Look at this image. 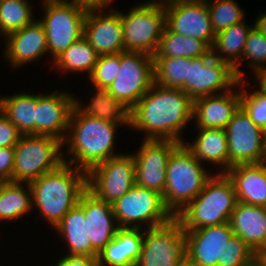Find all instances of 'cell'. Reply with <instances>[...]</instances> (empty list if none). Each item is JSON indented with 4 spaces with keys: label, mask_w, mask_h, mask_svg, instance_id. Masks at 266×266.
<instances>
[{
    "label": "cell",
    "mask_w": 266,
    "mask_h": 266,
    "mask_svg": "<svg viewBox=\"0 0 266 266\" xmlns=\"http://www.w3.org/2000/svg\"><path fill=\"white\" fill-rule=\"evenodd\" d=\"M192 119L193 99L187 93L154 83L131 109L130 129L145 133L143 139L183 143L181 134Z\"/></svg>",
    "instance_id": "1"
},
{
    "label": "cell",
    "mask_w": 266,
    "mask_h": 266,
    "mask_svg": "<svg viewBox=\"0 0 266 266\" xmlns=\"http://www.w3.org/2000/svg\"><path fill=\"white\" fill-rule=\"evenodd\" d=\"M120 126L79 112L73 107L68 131L62 142L66 149L62 151L65 154L64 162L87 173L95 165L121 154L114 152Z\"/></svg>",
    "instance_id": "2"
},
{
    "label": "cell",
    "mask_w": 266,
    "mask_h": 266,
    "mask_svg": "<svg viewBox=\"0 0 266 266\" xmlns=\"http://www.w3.org/2000/svg\"><path fill=\"white\" fill-rule=\"evenodd\" d=\"M33 209L54 228L78 204L87 189V173L62 163L57 169L29 182ZM35 207V208H34Z\"/></svg>",
    "instance_id": "3"
},
{
    "label": "cell",
    "mask_w": 266,
    "mask_h": 266,
    "mask_svg": "<svg viewBox=\"0 0 266 266\" xmlns=\"http://www.w3.org/2000/svg\"><path fill=\"white\" fill-rule=\"evenodd\" d=\"M237 203L231 180L225 173L214 172L203 190L174 217L182 229L219 225L229 222Z\"/></svg>",
    "instance_id": "4"
},
{
    "label": "cell",
    "mask_w": 266,
    "mask_h": 266,
    "mask_svg": "<svg viewBox=\"0 0 266 266\" xmlns=\"http://www.w3.org/2000/svg\"><path fill=\"white\" fill-rule=\"evenodd\" d=\"M212 176L184 143H180L167 162L162 195L165 207L175 216L203 190Z\"/></svg>",
    "instance_id": "5"
},
{
    "label": "cell",
    "mask_w": 266,
    "mask_h": 266,
    "mask_svg": "<svg viewBox=\"0 0 266 266\" xmlns=\"http://www.w3.org/2000/svg\"><path fill=\"white\" fill-rule=\"evenodd\" d=\"M62 141L48 135H21L14 146V167L10 182L29 183L57 169L63 160Z\"/></svg>",
    "instance_id": "6"
},
{
    "label": "cell",
    "mask_w": 266,
    "mask_h": 266,
    "mask_svg": "<svg viewBox=\"0 0 266 266\" xmlns=\"http://www.w3.org/2000/svg\"><path fill=\"white\" fill-rule=\"evenodd\" d=\"M44 16L38 19L45 30L52 62L83 36L88 10L73 1H42Z\"/></svg>",
    "instance_id": "7"
},
{
    "label": "cell",
    "mask_w": 266,
    "mask_h": 266,
    "mask_svg": "<svg viewBox=\"0 0 266 266\" xmlns=\"http://www.w3.org/2000/svg\"><path fill=\"white\" fill-rule=\"evenodd\" d=\"M112 207L120 228L149 229L164 225L174 217L165 207L160 193L137 184Z\"/></svg>",
    "instance_id": "8"
},
{
    "label": "cell",
    "mask_w": 266,
    "mask_h": 266,
    "mask_svg": "<svg viewBox=\"0 0 266 266\" xmlns=\"http://www.w3.org/2000/svg\"><path fill=\"white\" fill-rule=\"evenodd\" d=\"M121 14L124 51L154 56L165 28L164 4L138 3Z\"/></svg>",
    "instance_id": "9"
},
{
    "label": "cell",
    "mask_w": 266,
    "mask_h": 266,
    "mask_svg": "<svg viewBox=\"0 0 266 266\" xmlns=\"http://www.w3.org/2000/svg\"><path fill=\"white\" fill-rule=\"evenodd\" d=\"M187 237L173 217L168 223L145 229L136 266H187Z\"/></svg>",
    "instance_id": "10"
},
{
    "label": "cell",
    "mask_w": 266,
    "mask_h": 266,
    "mask_svg": "<svg viewBox=\"0 0 266 266\" xmlns=\"http://www.w3.org/2000/svg\"><path fill=\"white\" fill-rule=\"evenodd\" d=\"M154 84L153 56L133 51L120 53V68L107 88L110 95L132 109Z\"/></svg>",
    "instance_id": "11"
},
{
    "label": "cell",
    "mask_w": 266,
    "mask_h": 266,
    "mask_svg": "<svg viewBox=\"0 0 266 266\" xmlns=\"http://www.w3.org/2000/svg\"><path fill=\"white\" fill-rule=\"evenodd\" d=\"M135 184V159L132 152L111 157L87 172V189L111 205Z\"/></svg>",
    "instance_id": "12"
},
{
    "label": "cell",
    "mask_w": 266,
    "mask_h": 266,
    "mask_svg": "<svg viewBox=\"0 0 266 266\" xmlns=\"http://www.w3.org/2000/svg\"><path fill=\"white\" fill-rule=\"evenodd\" d=\"M238 82L234 68L226 61L214 59L210 51L189 61L185 93L195 100L231 90Z\"/></svg>",
    "instance_id": "13"
},
{
    "label": "cell",
    "mask_w": 266,
    "mask_h": 266,
    "mask_svg": "<svg viewBox=\"0 0 266 266\" xmlns=\"http://www.w3.org/2000/svg\"><path fill=\"white\" fill-rule=\"evenodd\" d=\"M229 169L240 163H260L264 153L265 132L239 106L225 128Z\"/></svg>",
    "instance_id": "14"
},
{
    "label": "cell",
    "mask_w": 266,
    "mask_h": 266,
    "mask_svg": "<svg viewBox=\"0 0 266 266\" xmlns=\"http://www.w3.org/2000/svg\"><path fill=\"white\" fill-rule=\"evenodd\" d=\"M180 143L174 140L143 139L135 159V183L163 195L167 162Z\"/></svg>",
    "instance_id": "15"
},
{
    "label": "cell",
    "mask_w": 266,
    "mask_h": 266,
    "mask_svg": "<svg viewBox=\"0 0 266 266\" xmlns=\"http://www.w3.org/2000/svg\"><path fill=\"white\" fill-rule=\"evenodd\" d=\"M165 6V26L172 32L204 41L210 48L215 39L208 4L197 0H173Z\"/></svg>",
    "instance_id": "16"
},
{
    "label": "cell",
    "mask_w": 266,
    "mask_h": 266,
    "mask_svg": "<svg viewBox=\"0 0 266 266\" xmlns=\"http://www.w3.org/2000/svg\"><path fill=\"white\" fill-rule=\"evenodd\" d=\"M187 237V266H218L224 245L234 232L229 222L199 229H183Z\"/></svg>",
    "instance_id": "17"
},
{
    "label": "cell",
    "mask_w": 266,
    "mask_h": 266,
    "mask_svg": "<svg viewBox=\"0 0 266 266\" xmlns=\"http://www.w3.org/2000/svg\"><path fill=\"white\" fill-rule=\"evenodd\" d=\"M83 36L99 56L124 52V34L119 10H88Z\"/></svg>",
    "instance_id": "18"
},
{
    "label": "cell",
    "mask_w": 266,
    "mask_h": 266,
    "mask_svg": "<svg viewBox=\"0 0 266 266\" xmlns=\"http://www.w3.org/2000/svg\"><path fill=\"white\" fill-rule=\"evenodd\" d=\"M74 97L75 94L63 90L37 94L35 135H48L63 142L74 107Z\"/></svg>",
    "instance_id": "19"
},
{
    "label": "cell",
    "mask_w": 266,
    "mask_h": 266,
    "mask_svg": "<svg viewBox=\"0 0 266 266\" xmlns=\"http://www.w3.org/2000/svg\"><path fill=\"white\" fill-rule=\"evenodd\" d=\"M78 205L83 209L87 221V235L92 245V257L97 258L120 228L113 207L97 198L88 189L81 194Z\"/></svg>",
    "instance_id": "20"
},
{
    "label": "cell",
    "mask_w": 266,
    "mask_h": 266,
    "mask_svg": "<svg viewBox=\"0 0 266 266\" xmlns=\"http://www.w3.org/2000/svg\"><path fill=\"white\" fill-rule=\"evenodd\" d=\"M4 40L3 57L13 70L37 62L44 55L49 56L46 33L38 18L22 29L10 33Z\"/></svg>",
    "instance_id": "21"
},
{
    "label": "cell",
    "mask_w": 266,
    "mask_h": 266,
    "mask_svg": "<svg viewBox=\"0 0 266 266\" xmlns=\"http://www.w3.org/2000/svg\"><path fill=\"white\" fill-rule=\"evenodd\" d=\"M240 106V82L231 90L193 100L194 128L225 129Z\"/></svg>",
    "instance_id": "22"
},
{
    "label": "cell",
    "mask_w": 266,
    "mask_h": 266,
    "mask_svg": "<svg viewBox=\"0 0 266 266\" xmlns=\"http://www.w3.org/2000/svg\"><path fill=\"white\" fill-rule=\"evenodd\" d=\"M225 174L234 186L238 202L266 207V165L264 163L236 164Z\"/></svg>",
    "instance_id": "23"
},
{
    "label": "cell",
    "mask_w": 266,
    "mask_h": 266,
    "mask_svg": "<svg viewBox=\"0 0 266 266\" xmlns=\"http://www.w3.org/2000/svg\"><path fill=\"white\" fill-rule=\"evenodd\" d=\"M229 224L254 252L266 248V207L238 202Z\"/></svg>",
    "instance_id": "24"
},
{
    "label": "cell",
    "mask_w": 266,
    "mask_h": 266,
    "mask_svg": "<svg viewBox=\"0 0 266 266\" xmlns=\"http://www.w3.org/2000/svg\"><path fill=\"white\" fill-rule=\"evenodd\" d=\"M144 230L119 228L114 238L98 254V266H136L141 253Z\"/></svg>",
    "instance_id": "25"
},
{
    "label": "cell",
    "mask_w": 266,
    "mask_h": 266,
    "mask_svg": "<svg viewBox=\"0 0 266 266\" xmlns=\"http://www.w3.org/2000/svg\"><path fill=\"white\" fill-rule=\"evenodd\" d=\"M196 130L198 135L192 141H184V145L202 164H215L218 168L220 167V172L217 170L218 173H225L229 169L225 129L196 128Z\"/></svg>",
    "instance_id": "26"
},
{
    "label": "cell",
    "mask_w": 266,
    "mask_h": 266,
    "mask_svg": "<svg viewBox=\"0 0 266 266\" xmlns=\"http://www.w3.org/2000/svg\"><path fill=\"white\" fill-rule=\"evenodd\" d=\"M93 88L90 101L86 105L78 97H74V107L89 116L120 124L130 128L131 109L122 101L115 99L105 88ZM80 100V101H79ZM83 103V104H82Z\"/></svg>",
    "instance_id": "27"
},
{
    "label": "cell",
    "mask_w": 266,
    "mask_h": 266,
    "mask_svg": "<svg viewBox=\"0 0 266 266\" xmlns=\"http://www.w3.org/2000/svg\"><path fill=\"white\" fill-rule=\"evenodd\" d=\"M67 245L65 255L92 257V245L87 235V221L83 209L77 204L53 228Z\"/></svg>",
    "instance_id": "28"
},
{
    "label": "cell",
    "mask_w": 266,
    "mask_h": 266,
    "mask_svg": "<svg viewBox=\"0 0 266 266\" xmlns=\"http://www.w3.org/2000/svg\"><path fill=\"white\" fill-rule=\"evenodd\" d=\"M37 93L19 92L0 96V111L22 135H35Z\"/></svg>",
    "instance_id": "29"
},
{
    "label": "cell",
    "mask_w": 266,
    "mask_h": 266,
    "mask_svg": "<svg viewBox=\"0 0 266 266\" xmlns=\"http://www.w3.org/2000/svg\"><path fill=\"white\" fill-rule=\"evenodd\" d=\"M253 26L254 24L248 25L244 20L218 32L211 46L212 57L228 62L233 68L237 66L241 61L247 36Z\"/></svg>",
    "instance_id": "30"
},
{
    "label": "cell",
    "mask_w": 266,
    "mask_h": 266,
    "mask_svg": "<svg viewBox=\"0 0 266 266\" xmlns=\"http://www.w3.org/2000/svg\"><path fill=\"white\" fill-rule=\"evenodd\" d=\"M33 210L29 183H0V221H16Z\"/></svg>",
    "instance_id": "31"
},
{
    "label": "cell",
    "mask_w": 266,
    "mask_h": 266,
    "mask_svg": "<svg viewBox=\"0 0 266 266\" xmlns=\"http://www.w3.org/2000/svg\"><path fill=\"white\" fill-rule=\"evenodd\" d=\"M99 55L89 44L88 40L82 36L73 42L63 53H61L53 62L51 67L61 72L85 73L89 76L97 63Z\"/></svg>",
    "instance_id": "32"
},
{
    "label": "cell",
    "mask_w": 266,
    "mask_h": 266,
    "mask_svg": "<svg viewBox=\"0 0 266 266\" xmlns=\"http://www.w3.org/2000/svg\"><path fill=\"white\" fill-rule=\"evenodd\" d=\"M210 51L211 48L204 41L172 32L165 26L153 57L198 58Z\"/></svg>",
    "instance_id": "33"
},
{
    "label": "cell",
    "mask_w": 266,
    "mask_h": 266,
    "mask_svg": "<svg viewBox=\"0 0 266 266\" xmlns=\"http://www.w3.org/2000/svg\"><path fill=\"white\" fill-rule=\"evenodd\" d=\"M187 57H153L154 83L163 88L182 89L185 92V81L188 79Z\"/></svg>",
    "instance_id": "34"
},
{
    "label": "cell",
    "mask_w": 266,
    "mask_h": 266,
    "mask_svg": "<svg viewBox=\"0 0 266 266\" xmlns=\"http://www.w3.org/2000/svg\"><path fill=\"white\" fill-rule=\"evenodd\" d=\"M28 0H0V37L18 31L35 20Z\"/></svg>",
    "instance_id": "35"
},
{
    "label": "cell",
    "mask_w": 266,
    "mask_h": 266,
    "mask_svg": "<svg viewBox=\"0 0 266 266\" xmlns=\"http://www.w3.org/2000/svg\"><path fill=\"white\" fill-rule=\"evenodd\" d=\"M243 60H247V66L254 77L266 71V37L255 26L251 28L247 36L241 61L234 67L235 74L239 80L243 79L244 75L246 77V74L239 67L242 65Z\"/></svg>",
    "instance_id": "36"
},
{
    "label": "cell",
    "mask_w": 266,
    "mask_h": 266,
    "mask_svg": "<svg viewBox=\"0 0 266 266\" xmlns=\"http://www.w3.org/2000/svg\"><path fill=\"white\" fill-rule=\"evenodd\" d=\"M207 4L215 34L245 20V12L235 0H212Z\"/></svg>",
    "instance_id": "37"
},
{
    "label": "cell",
    "mask_w": 266,
    "mask_h": 266,
    "mask_svg": "<svg viewBox=\"0 0 266 266\" xmlns=\"http://www.w3.org/2000/svg\"><path fill=\"white\" fill-rule=\"evenodd\" d=\"M240 82V106L248 114L249 118L260 128L266 131V93L258 85V89L250 90L249 82L244 79ZM247 84V85H245ZM248 89H244L247 88ZM249 93H248V91Z\"/></svg>",
    "instance_id": "38"
},
{
    "label": "cell",
    "mask_w": 266,
    "mask_h": 266,
    "mask_svg": "<svg viewBox=\"0 0 266 266\" xmlns=\"http://www.w3.org/2000/svg\"><path fill=\"white\" fill-rule=\"evenodd\" d=\"M120 68V53L101 55L88 76L92 87L107 89L116 78Z\"/></svg>",
    "instance_id": "39"
},
{
    "label": "cell",
    "mask_w": 266,
    "mask_h": 266,
    "mask_svg": "<svg viewBox=\"0 0 266 266\" xmlns=\"http://www.w3.org/2000/svg\"><path fill=\"white\" fill-rule=\"evenodd\" d=\"M218 266H255V252L237 235L224 245L223 262Z\"/></svg>",
    "instance_id": "40"
},
{
    "label": "cell",
    "mask_w": 266,
    "mask_h": 266,
    "mask_svg": "<svg viewBox=\"0 0 266 266\" xmlns=\"http://www.w3.org/2000/svg\"><path fill=\"white\" fill-rule=\"evenodd\" d=\"M21 135L17 127L0 111V148L15 146Z\"/></svg>",
    "instance_id": "41"
},
{
    "label": "cell",
    "mask_w": 266,
    "mask_h": 266,
    "mask_svg": "<svg viewBox=\"0 0 266 266\" xmlns=\"http://www.w3.org/2000/svg\"><path fill=\"white\" fill-rule=\"evenodd\" d=\"M14 146L0 148V181L6 182L12 180L14 167Z\"/></svg>",
    "instance_id": "42"
},
{
    "label": "cell",
    "mask_w": 266,
    "mask_h": 266,
    "mask_svg": "<svg viewBox=\"0 0 266 266\" xmlns=\"http://www.w3.org/2000/svg\"><path fill=\"white\" fill-rule=\"evenodd\" d=\"M55 266H98V262L94 257L64 255L56 260Z\"/></svg>",
    "instance_id": "43"
},
{
    "label": "cell",
    "mask_w": 266,
    "mask_h": 266,
    "mask_svg": "<svg viewBox=\"0 0 266 266\" xmlns=\"http://www.w3.org/2000/svg\"><path fill=\"white\" fill-rule=\"evenodd\" d=\"M77 6L86 10L110 9L113 0H72ZM110 6V7H109Z\"/></svg>",
    "instance_id": "44"
},
{
    "label": "cell",
    "mask_w": 266,
    "mask_h": 266,
    "mask_svg": "<svg viewBox=\"0 0 266 266\" xmlns=\"http://www.w3.org/2000/svg\"><path fill=\"white\" fill-rule=\"evenodd\" d=\"M258 15L259 16L255 18L254 26L266 37V11Z\"/></svg>",
    "instance_id": "45"
},
{
    "label": "cell",
    "mask_w": 266,
    "mask_h": 266,
    "mask_svg": "<svg viewBox=\"0 0 266 266\" xmlns=\"http://www.w3.org/2000/svg\"><path fill=\"white\" fill-rule=\"evenodd\" d=\"M255 266H266V248L255 252Z\"/></svg>",
    "instance_id": "46"
},
{
    "label": "cell",
    "mask_w": 266,
    "mask_h": 266,
    "mask_svg": "<svg viewBox=\"0 0 266 266\" xmlns=\"http://www.w3.org/2000/svg\"><path fill=\"white\" fill-rule=\"evenodd\" d=\"M256 84L258 82V85L263 89V91L266 93V71L261 72L255 76Z\"/></svg>",
    "instance_id": "47"
},
{
    "label": "cell",
    "mask_w": 266,
    "mask_h": 266,
    "mask_svg": "<svg viewBox=\"0 0 266 266\" xmlns=\"http://www.w3.org/2000/svg\"><path fill=\"white\" fill-rule=\"evenodd\" d=\"M173 0H147L146 2L143 3H150V4H167L172 2Z\"/></svg>",
    "instance_id": "48"
},
{
    "label": "cell",
    "mask_w": 266,
    "mask_h": 266,
    "mask_svg": "<svg viewBox=\"0 0 266 266\" xmlns=\"http://www.w3.org/2000/svg\"><path fill=\"white\" fill-rule=\"evenodd\" d=\"M262 163L266 165V132H265V137H264V153L262 157Z\"/></svg>",
    "instance_id": "49"
},
{
    "label": "cell",
    "mask_w": 266,
    "mask_h": 266,
    "mask_svg": "<svg viewBox=\"0 0 266 266\" xmlns=\"http://www.w3.org/2000/svg\"><path fill=\"white\" fill-rule=\"evenodd\" d=\"M41 1H59V0H41ZM64 1H70V0H64Z\"/></svg>",
    "instance_id": "50"
},
{
    "label": "cell",
    "mask_w": 266,
    "mask_h": 266,
    "mask_svg": "<svg viewBox=\"0 0 266 266\" xmlns=\"http://www.w3.org/2000/svg\"><path fill=\"white\" fill-rule=\"evenodd\" d=\"M197 1H203V2H210V1H212V0H197Z\"/></svg>",
    "instance_id": "51"
}]
</instances>
